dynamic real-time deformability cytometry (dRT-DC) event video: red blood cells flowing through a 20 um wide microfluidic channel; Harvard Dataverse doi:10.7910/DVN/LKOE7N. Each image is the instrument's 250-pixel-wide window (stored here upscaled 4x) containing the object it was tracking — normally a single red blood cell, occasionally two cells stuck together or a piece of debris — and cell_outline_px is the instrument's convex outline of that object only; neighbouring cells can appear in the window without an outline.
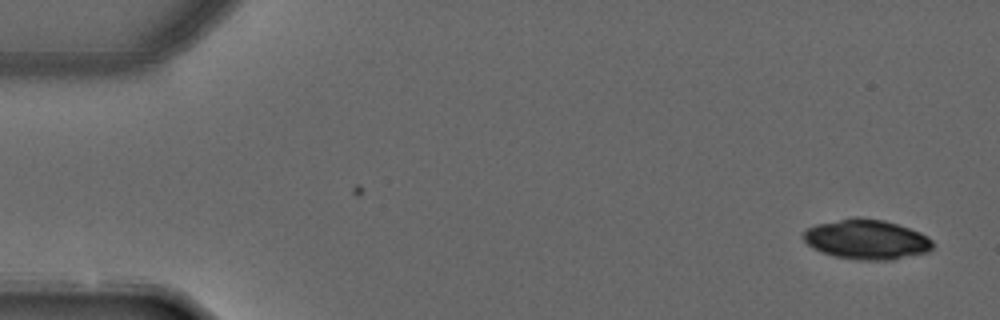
{"species": "common noctule bat (a hibernating species)", "species_latin": "Nyctalus noctula", "temperature_condition": "warm", "stored_images_in_passage": 2, "camera_frame_rate_fps": 3000, "um_per_image_px": 0.085, "animal": {"sex": "male", "forearm_length_mm": 52.5}, "frame": {"image": 1, "passage_image": 2, "time_ms": 0.333, "image_size_px": [1000, 320], "cell_outline_px": [[932, 248], [928, 252], [892, 260], [860, 260], [836, 256], [812, 248], [804, 240], [804, 232], [808, 228], [816, 224], [856, 216], [884, 220], [920, 232], [928, 236], [932, 240]], "centroid_in_image_um": [73.68, 20.34], "position_along_channel_um": 11.3, "area_um2": 29.88}}